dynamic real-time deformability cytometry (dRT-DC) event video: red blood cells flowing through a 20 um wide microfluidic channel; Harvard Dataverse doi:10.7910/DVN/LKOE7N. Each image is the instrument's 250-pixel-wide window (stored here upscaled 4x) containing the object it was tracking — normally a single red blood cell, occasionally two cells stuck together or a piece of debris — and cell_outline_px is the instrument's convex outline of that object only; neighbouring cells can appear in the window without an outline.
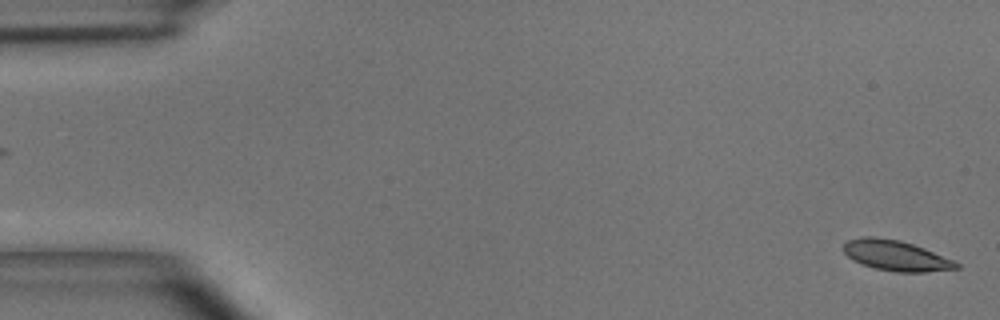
{"species": "common noctule bat (a hibernating species)", "species_latin": "Nyctalus noctula", "temperature_condition": "room temperature", "stored_images_in_passage": 38, "camera_frame_rate_fps": 3000, "um_per_image_px": 0.085, "animal": {"sex": "male", "body_mass_g": 15.6}, "frame": {"image": 1, "passage_image": 1, "time_ms": 0.0, "image_size_px": [1000, 320], "cell_outline_px": [[960, 268], [924, 272], [896, 272], [876, 268], [860, 264], [852, 260], [844, 252], [844, 244], [848, 240], [864, 236], [872, 236], [900, 240], [924, 248], [952, 260], [960, 264]], "centroid_in_image_um": [76.13, 21.72], "position_along_channel_um": 8.9, "area_um2": 19.83}}
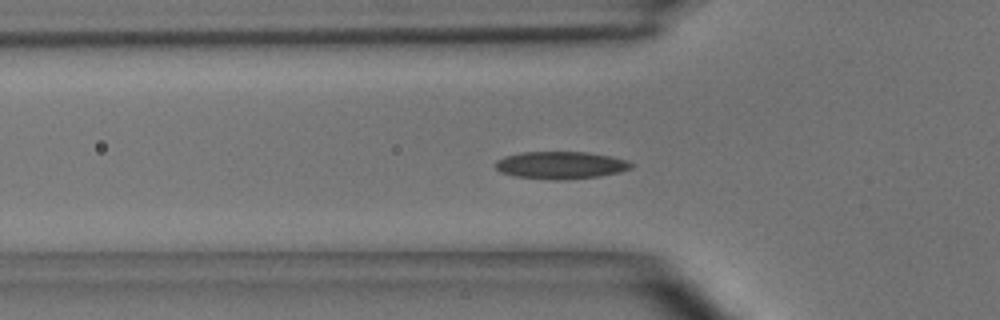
{"frame": {"image": 2, "passage_image": 16, "time_ms": 5.0, "image_size_px": [1000, 320], "cell_outline_px": [[632, 168], [620, 172], [600, 176], [560, 180], [556, 180], [512, 176], [500, 172], [496, 168], [496, 160], [504, 156], [520, 152], [588, 152], [628, 160], [632, 164]], "centroid_in_image_um": [47.64, 14.04], "position_along_channel_um": 78.2, "area_um2": 21.73}}
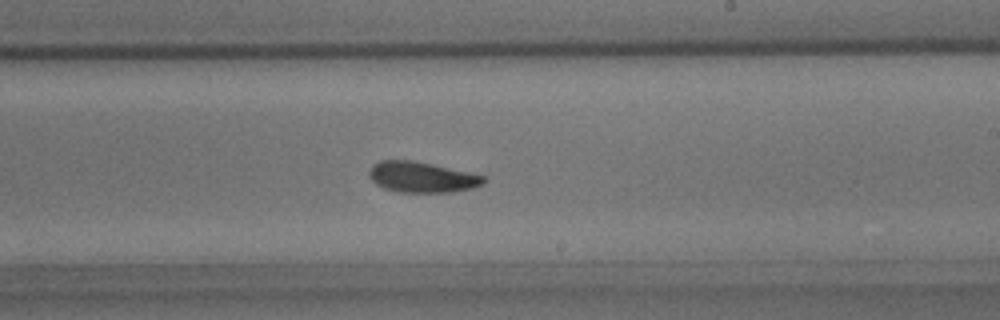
{"frame": {"image": 3, "passage_image": 29, "time_ms": 9.333, "image_size_px": [1000, 320], "cell_outline_px": [[488, 180], [484, 184], [472, 188], [452, 192], [400, 192], [384, 188], [376, 184], [368, 176], [368, 172], [372, 164], [380, 160], [412, 160], [432, 164], [488, 176]], "centroid_in_image_um": [35.88, 15.05], "position_along_channel_um": 253.1, "area_um2": 20.69}}